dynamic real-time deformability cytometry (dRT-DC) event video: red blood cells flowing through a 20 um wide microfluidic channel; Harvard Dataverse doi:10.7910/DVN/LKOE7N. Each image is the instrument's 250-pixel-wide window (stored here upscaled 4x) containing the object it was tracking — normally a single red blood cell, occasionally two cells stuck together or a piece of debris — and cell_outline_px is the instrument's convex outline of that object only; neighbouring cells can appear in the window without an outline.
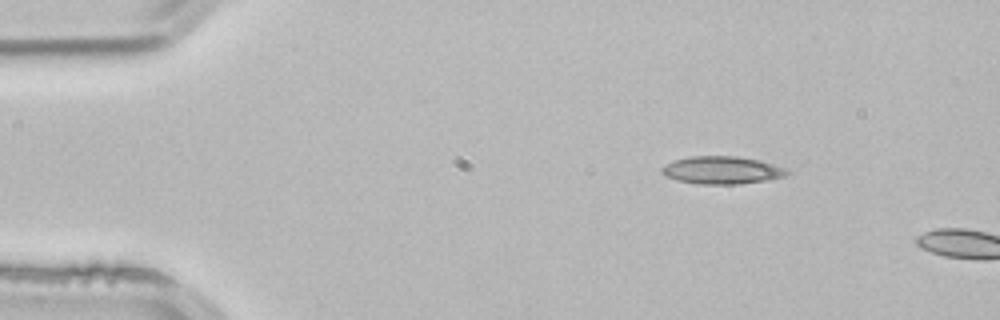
{"species": "common noctule bat (a hibernating species)", "species_latin": "Nyctalus noctula", "temperature_condition": "room temperature", "stored_images_in_passage": 2, "camera_frame_rate_fps": 3000, "um_per_image_px": 0.085, "animal": {"sex": "male", "body_mass_g": 21.5, "forearm_length_mm": 52.0}, "frame": {"image": 1, "passage_image": 1, "time_ms": 0.0, "image_size_px": [1000, 320], "cell_outline_px": [[792, 172], [784, 176], [768, 180], [736, 184], [700, 184], [676, 180], [664, 176], [660, 172], [660, 168], [664, 164], [676, 160], [692, 156], [736, 156], [760, 160], [788, 168]], "centroid_in_image_um": [61.37, 14.46], "position_along_channel_um": 23.6, "area_um2": 20.4}}